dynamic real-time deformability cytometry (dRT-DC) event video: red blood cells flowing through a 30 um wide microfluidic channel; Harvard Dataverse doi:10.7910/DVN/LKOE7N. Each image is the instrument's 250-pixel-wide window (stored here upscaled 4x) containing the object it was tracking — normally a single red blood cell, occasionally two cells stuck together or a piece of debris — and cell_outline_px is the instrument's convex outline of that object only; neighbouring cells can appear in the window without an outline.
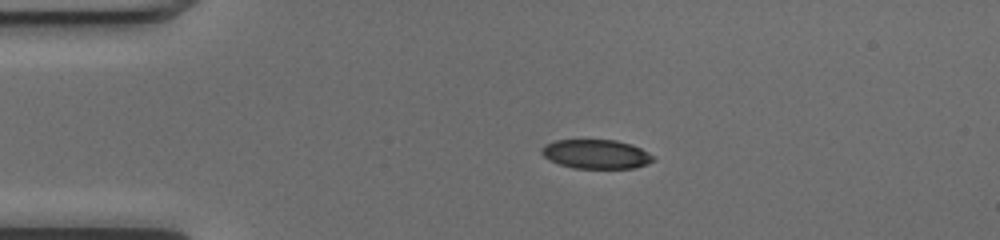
{"species": "common noctule bat (a hibernating species)", "species_latin": "Nyctalus noctula", "temperature_condition": "cold", "stored_images_in_passage": 41, "camera_frame_rate_fps": 3000, "um_per_image_px": 0.085, "animal": {"sex": "female", "body_mass_g": 17.0, "forearm_length_mm": 48.0}, "frame": {"image": 1, "passage_image": 1, "time_ms": 0.0, "image_size_px": [1000, 240], "cell_outline_px": [[656, 160], [648, 164], [636, 168], [572, 168], [548, 160], [540, 152], [540, 148], [544, 144], [556, 140], [616, 140], [632, 144], [648, 152]], "centroid_in_image_um": [50.66, 13.1], "position_along_channel_um": 34.3, "area_um2": 19.13}}
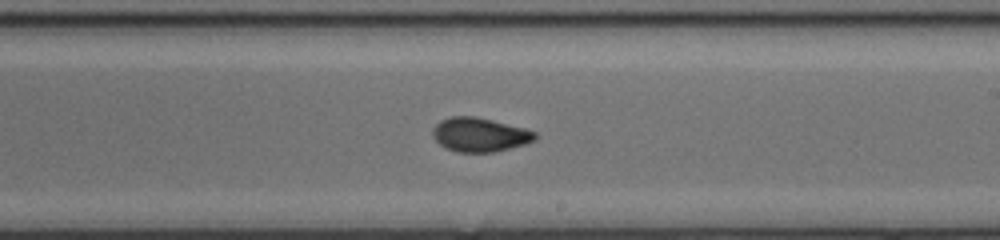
{"frame": {"image": 2, "passage_image": 20, "time_ms": 6.333, "image_size_px": [1000, 240], "cell_outline_px": [[536, 140], [524, 144], [496, 152], [456, 152], [444, 148], [432, 136], [432, 128], [440, 120], [452, 116], [476, 116], [524, 128], [536, 132]], "centroid_in_image_um": [40.75, 11.45], "position_along_channel_um": 248.3, "area_um2": 20.4}}
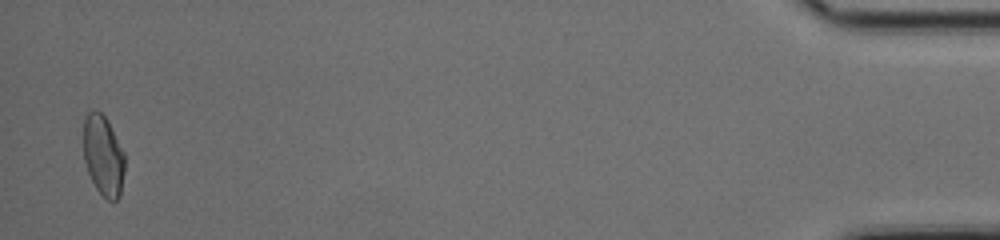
{"frame": {"image": 3, "passage_image": 40, "time_ms": 13.0, "image_size_px": [1000, 240], "cell_outline_px": [[124, 172], [120, 196], [116, 200], [108, 200], [96, 188], [88, 172], [84, 160], [84, 116], [92, 108], [96, 108], [104, 116], [124, 152]], "centroid_in_image_um": [8.77, 13.2], "position_along_channel_um": 426.4, "area_um2": 19.19}, "authors_computed_cell_mechanics": {"area_um2": 19.5364, "velocity_mm_per_s": 4.0685, "shape_relaxation_time_tau1_ms": 4.9497, "shape_relaxation_time_tau2_ms": 1.4119, "deformation_change_tau1": 0.1563, "deformation_change_tau2": 0.0503}}